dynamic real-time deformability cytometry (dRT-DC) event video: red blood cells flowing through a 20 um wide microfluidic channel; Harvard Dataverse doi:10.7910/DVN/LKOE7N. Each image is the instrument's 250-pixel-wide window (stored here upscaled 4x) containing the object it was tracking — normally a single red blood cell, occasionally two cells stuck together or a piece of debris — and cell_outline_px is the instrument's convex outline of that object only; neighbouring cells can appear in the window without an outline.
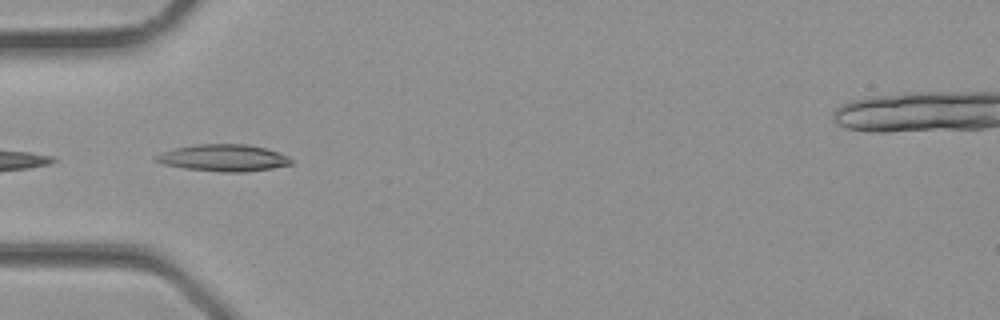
{"species": "common noctule bat (a hibernating species)", "species_latin": "Nyctalus noctula", "temperature_condition": "room temperature", "stored_images_in_passage": 28, "camera_frame_rate_fps": 3000, "um_per_image_px": 0.085, "animal": {"sex": "male", "body_mass_g": 23.1, "forearm_length_mm": 52.7}, "frame": {"image": 1, "passage_image": 5, "time_ms": 1.333, "image_size_px": [1000, 320], "cell_outline_px": [[292, 164], [272, 168], [244, 172], [220, 172], [184, 168], [164, 164], [156, 160], [152, 156], [160, 152], [176, 148], [196, 144], [248, 144], [280, 152], [288, 156], [292, 160]], "centroid_in_image_um": [18.99, 13.42], "position_along_channel_um": 66.0, "area_um2": 21.21}}
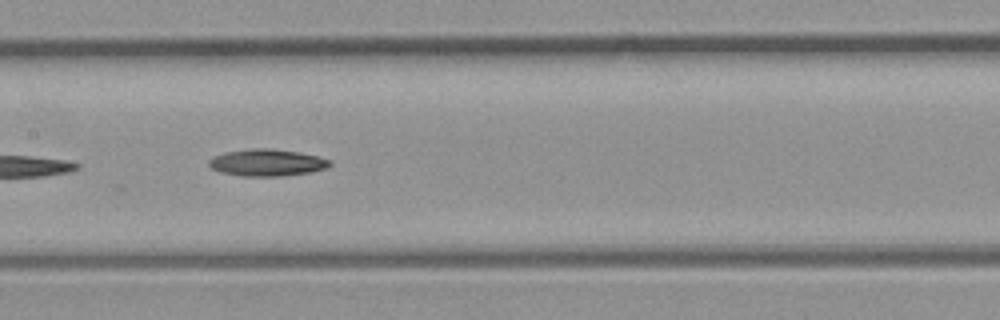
{"frame": {"image": 2, "passage_image": 11, "time_ms": 3.333, "image_size_px": [1000, 320], "cell_outline_px": [[332, 164], [328, 168], [312, 172], [284, 176], [240, 176], [220, 172], [212, 168], [208, 164], [208, 160], [212, 156], [224, 152], [252, 148], [272, 148], [300, 152], [332, 160]], "centroid_in_image_um": [22.7, 13.82], "position_along_channel_um": 184.7, "area_um2": 19.31}}
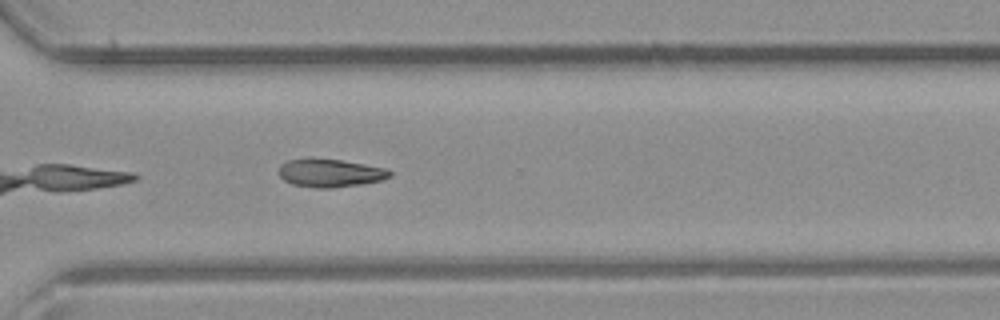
{"frame": {"image": 3, "passage_image": 19, "time_ms": 6.0, "image_size_px": [1000, 320], "cell_outline_px": [[392, 176], [380, 180], [360, 184], [328, 188], [316, 188], [292, 184], [284, 180], [280, 176], [280, 164], [288, 160], [340, 160], [388, 168], [392, 172]], "centroid_in_image_um": [28.1, 14.72], "position_along_channel_um": 342.5, "area_um2": 17.69}}